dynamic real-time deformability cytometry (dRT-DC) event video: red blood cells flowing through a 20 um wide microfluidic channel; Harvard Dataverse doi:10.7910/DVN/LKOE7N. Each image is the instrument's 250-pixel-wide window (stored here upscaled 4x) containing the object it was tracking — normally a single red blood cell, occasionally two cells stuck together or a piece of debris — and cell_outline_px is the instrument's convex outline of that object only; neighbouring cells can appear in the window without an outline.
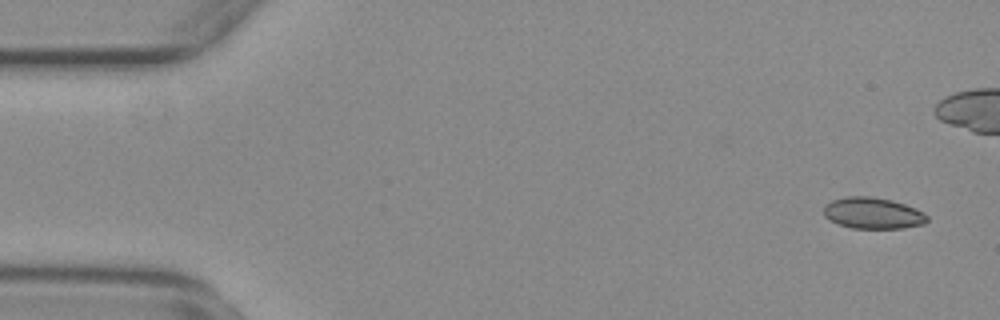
{"species": "common noctule bat (a hibernating species)", "species_latin": "Nyctalus noctula", "temperature_condition": "warm", "stored_images_in_passage": 44, "camera_frame_rate_fps": 3000, "um_per_image_px": 0.085, "animal": {"sex": "female", "body_mass_g": 29.2, "forearm_length_mm": 56.3}, "frame": {"image": 1, "passage_image": 3, "time_ms": 0.667, "image_size_px": [1000, 320], "cell_outline_px": [[928, 220], [924, 224], [904, 228], [852, 228], [840, 224], [824, 216], [824, 208], [832, 200], [848, 196], [872, 196], [892, 200], [916, 208], [924, 212], [928, 216]], "centroid_in_image_um": [74.24, 18.11], "position_along_channel_um": 10.8, "area_um2": 18.79}}
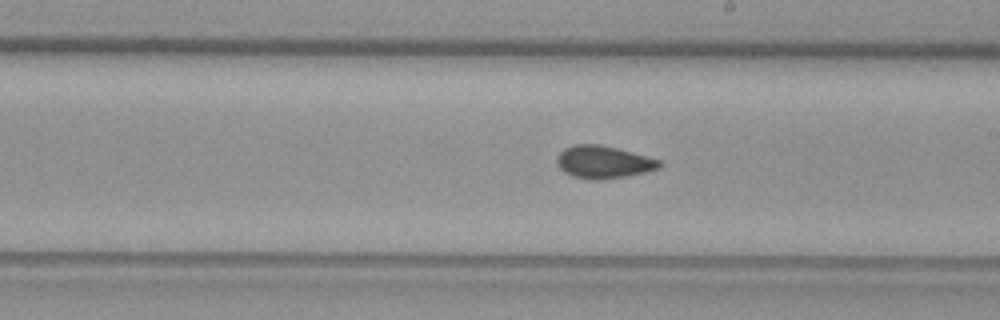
{"frame": {"image": 2, "passage_image": 31, "time_ms": 10.0, "image_size_px": [1000, 320], "cell_outline_px": [[664, 164], [660, 168], [644, 172], [624, 176], [600, 180], [588, 180], [572, 176], [564, 172], [556, 164], [556, 156], [564, 148], [576, 144], [600, 144], [616, 148], [660, 160]], "centroid_in_image_um": [51.25, 13.78], "position_along_channel_um": 237.7, "area_um2": 19.48}}
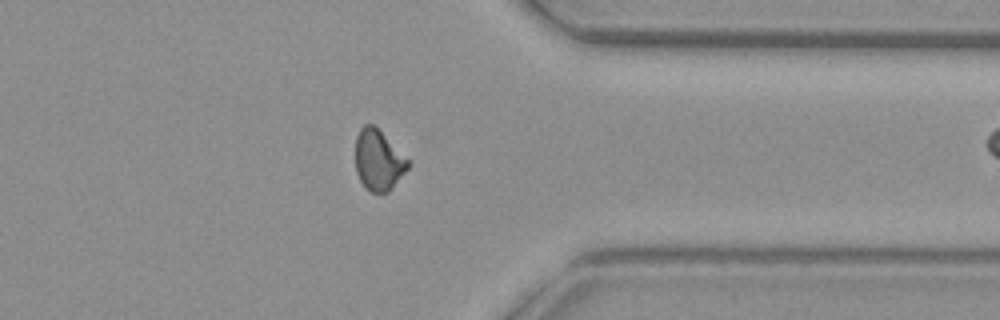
{"frame": {"image": 3, "passage_image": 43, "time_ms": 14.0, "image_size_px": [1000, 320], "cell_outline_px": [[412, 164], [388, 192], [372, 192], [364, 188], [356, 172], [356, 136], [360, 128], [364, 124], [372, 124]], "centroid_in_image_um": [32.14, 13.64], "position_along_channel_um": 379.3, "area_um2": 18.21}}